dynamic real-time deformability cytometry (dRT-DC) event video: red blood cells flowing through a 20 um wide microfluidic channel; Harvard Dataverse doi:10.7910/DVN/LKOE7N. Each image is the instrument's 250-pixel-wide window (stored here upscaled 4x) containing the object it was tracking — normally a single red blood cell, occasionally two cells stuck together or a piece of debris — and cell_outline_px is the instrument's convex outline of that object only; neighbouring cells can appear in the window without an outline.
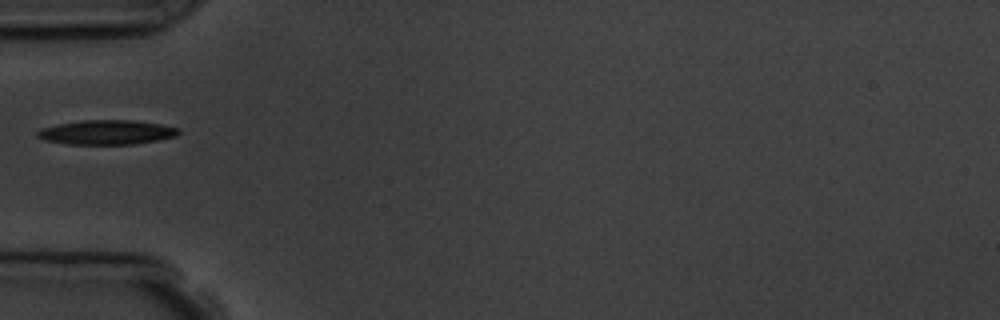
{"species": "common noctule bat (a hibernating species)", "species_latin": "Nyctalus noctula", "temperature_condition": "room temperature", "stored_images_in_passage": 2, "camera_frame_rate_fps": 3000, "um_per_image_px": 0.085, "animal": {"sex": "male", "body_mass_g": 19.5, "forearm_length_mm": 54.6}, "frame": {"image": 1, "passage_image": 1, "time_ms": 0.0, "image_size_px": [1000, 320], "cell_outline_px": [[180, 132], [176, 136], [136, 144], [68, 144], [44, 140], [36, 136], [36, 132], [40, 128], [56, 124], [84, 120], [132, 120], [160, 124], [180, 128]], "centroid_in_image_um": [9.04, 11.24], "position_along_channel_um": 76.0, "area_um2": 20.17}}